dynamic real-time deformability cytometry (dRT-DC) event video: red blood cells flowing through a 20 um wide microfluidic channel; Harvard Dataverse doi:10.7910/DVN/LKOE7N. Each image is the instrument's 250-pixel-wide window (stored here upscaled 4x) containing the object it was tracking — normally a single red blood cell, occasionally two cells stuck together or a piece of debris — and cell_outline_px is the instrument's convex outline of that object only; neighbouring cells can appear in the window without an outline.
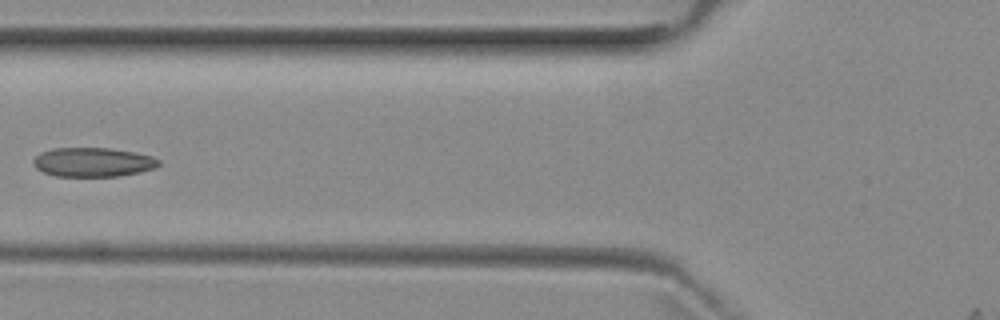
{"species": "common noctule bat (a hibernating species)", "species_latin": "Nyctalus noctula", "temperature_condition": "room temperature", "stored_images_in_passage": 5, "camera_frame_rate_fps": 3000, "um_per_image_px": 0.085, "animal": {"sex": "female", "body_mass_g": 29.2, "forearm_length_mm": 56.3}, "frame": {"image": 1, "passage_image": 4, "time_ms": 3.667, "image_size_px": [1000, 320], "cell_outline_px": [[160, 164], [156, 168], [140, 172], [120, 176], [56, 176], [44, 172], [36, 168], [32, 164], [32, 160], [40, 152], [52, 148], [108, 148], [136, 152], [152, 156], [160, 160]], "centroid_in_image_um": [7.91, 13.78], "position_along_channel_um": 117.9, "area_um2": 21.5}}
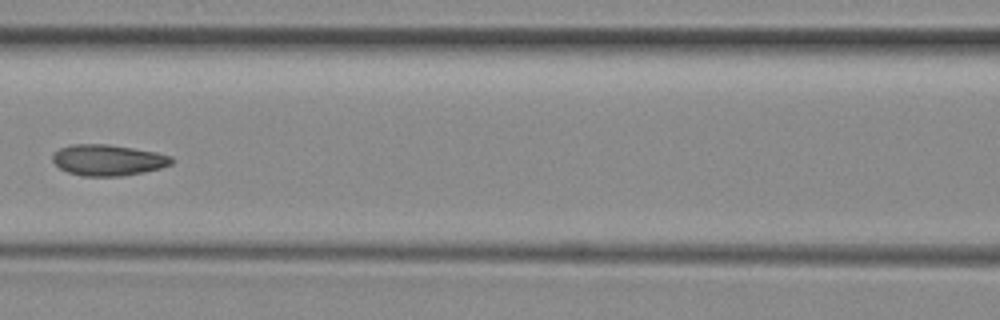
{"frame": {"image": 2, "passage_image": 5, "time_ms": 4.667, "image_size_px": [1000, 320], "cell_outline_px": [[172, 164], [160, 168], [144, 172], [124, 176], [84, 176], [68, 172], [60, 168], [52, 160], [52, 156], [60, 148], [72, 144], [108, 144], [156, 152], [172, 156]], "centroid_in_image_um": [9.19, 13.61], "position_along_channel_um": 157.4, "area_um2": 21.44}}